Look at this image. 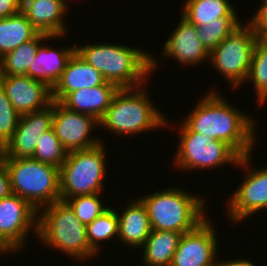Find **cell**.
Masks as SVG:
<instances>
[{
    "label": "cell",
    "mask_w": 267,
    "mask_h": 266,
    "mask_svg": "<svg viewBox=\"0 0 267 266\" xmlns=\"http://www.w3.org/2000/svg\"><path fill=\"white\" fill-rule=\"evenodd\" d=\"M250 22L254 25L259 39L263 40L267 36V4L260 5Z\"/></svg>",
    "instance_id": "cell-32"
},
{
    "label": "cell",
    "mask_w": 267,
    "mask_h": 266,
    "mask_svg": "<svg viewBox=\"0 0 267 266\" xmlns=\"http://www.w3.org/2000/svg\"><path fill=\"white\" fill-rule=\"evenodd\" d=\"M42 209L45 210L38 212L36 235L42 244L76 260L84 261L96 255L87 241L86 225L66 202L60 200Z\"/></svg>",
    "instance_id": "cell-4"
},
{
    "label": "cell",
    "mask_w": 267,
    "mask_h": 266,
    "mask_svg": "<svg viewBox=\"0 0 267 266\" xmlns=\"http://www.w3.org/2000/svg\"><path fill=\"white\" fill-rule=\"evenodd\" d=\"M186 190L169 188L139 198L145 205L152 229L181 234L194 230L207 217L204 199Z\"/></svg>",
    "instance_id": "cell-3"
},
{
    "label": "cell",
    "mask_w": 267,
    "mask_h": 266,
    "mask_svg": "<svg viewBox=\"0 0 267 266\" xmlns=\"http://www.w3.org/2000/svg\"><path fill=\"white\" fill-rule=\"evenodd\" d=\"M67 4L64 0H22L21 11L39 33L64 36Z\"/></svg>",
    "instance_id": "cell-17"
},
{
    "label": "cell",
    "mask_w": 267,
    "mask_h": 266,
    "mask_svg": "<svg viewBox=\"0 0 267 266\" xmlns=\"http://www.w3.org/2000/svg\"><path fill=\"white\" fill-rule=\"evenodd\" d=\"M184 5L182 16L197 27L220 17L237 16L229 0H186Z\"/></svg>",
    "instance_id": "cell-25"
},
{
    "label": "cell",
    "mask_w": 267,
    "mask_h": 266,
    "mask_svg": "<svg viewBox=\"0 0 267 266\" xmlns=\"http://www.w3.org/2000/svg\"><path fill=\"white\" fill-rule=\"evenodd\" d=\"M39 31L20 11L0 19V59L22 43L34 39Z\"/></svg>",
    "instance_id": "cell-23"
},
{
    "label": "cell",
    "mask_w": 267,
    "mask_h": 266,
    "mask_svg": "<svg viewBox=\"0 0 267 266\" xmlns=\"http://www.w3.org/2000/svg\"><path fill=\"white\" fill-rule=\"evenodd\" d=\"M0 84L20 114L40 111L52 104V89L27 75L0 76Z\"/></svg>",
    "instance_id": "cell-15"
},
{
    "label": "cell",
    "mask_w": 267,
    "mask_h": 266,
    "mask_svg": "<svg viewBox=\"0 0 267 266\" xmlns=\"http://www.w3.org/2000/svg\"><path fill=\"white\" fill-rule=\"evenodd\" d=\"M10 177L6 165L0 160V200L11 194Z\"/></svg>",
    "instance_id": "cell-34"
},
{
    "label": "cell",
    "mask_w": 267,
    "mask_h": 266,
    "mask_svg": "<svg viewBox=\"0 0 267 266\" xmlns=\"http://www.w3.org/2000/svg\"><path fill=\"white\" fill-rule=\"evenodd\" d=\"M105 82L102 74L75 51L68 60L61 79L52 89V99L61 102L73 91L93 88Z\"/></svg>",
    "instance_id": "cell-18"
},
{
    "label": "cell",
    "mask_w": 267,
    "mask_h": 266,
    "mask_svg": "<svg viewBox=\"0 0 267 266\" xmlns=\"http://www.w3.org/2000/svg\"><path fill=\"white\" fill-rule=\"evenodd\" d=\"M105 143L69 152L59 169L61 201L68 198L102 193L107 170ZM103 187V188H102Z\"/></svg>",
    "instance_id": "cell-8"
},
{
    "label": "cell",
    "mask_w": 267,
    "mask_h": 266,
    "mask_svg": "<svg viewBox=\"0 0 267 266\" xmlns=\"http://www.w3.org/2000/svg\"><path fill=\"white\" fill-rule=\"evenodd\" d=\"M100 194L71 197L65 202L75 212L76 217L87 226L109 208L103 205Z\"/></svg>",
    "instance_id": "cell-30"
},
{
    "label": "cell",
    "mask_w": 267,
    "mask_h": 266,
    "mask_svg": "<svg viewBox=\"0 0 267 266\" xmlns=\"http://www.w3.org/2000/svg\"><path fill=\"white\" fill-rule=\"evenodd\" d=\"M54 100L48 107L20 116L11 140L0 151V158H32L41 135L52 128Z\"/></svg>",
    "instance_id": "cell-13"
},
{
    "label": "cell",
    "mask_w": 267,
    "mask_h": 266,
    "mask_svg": "<svg viewBox=\"0 0 267 266\" xmlns=\"http://www.w3.org/2000/svg\"><path fill=\"white\" fill-rule=\"evenodd\" d=\"M211 266H219V261H217L216 263L212 264Z\"/></svg>",
    "instance_id": "cell-37"
},
{
    "label": "cell",
    "mask_w": 267,
    "mask_h": 266,
    "mask_svg": "<svg viewBox=\"0 0 267 266\" xmlns=\"http://www.w3.org/2000/svg\"><path fill=\"white\" fill-rule=\"evenodd\" d=\"M219 266H255L254 262L252 263V261H249V259H233L228 260V261H219Z\"/></svg>",
    "instance_id": "cell-35"
},
{
    "label": "cell",
    "mask_w": 267,
    "mask_h": 266,
    "mask_svg": "<svg viewBox=\"0 0 267 266\" xmlns=\"http://www.w3.org/2000/svg\"><path fill=\"white\" fill-rule=\"evenodd\" d=\"M118 214V238L124 245L140 248L145 244L152 228L147 209L140 199L129 201Z\"/></svg>",
    "instance_id": "cell-21"
},
{
    "label": "cell",
    "mask_w": 267,
    "mask_h": 266,
    "mask_svg": "<svg viewBox=\"0 0 267 266\" xmlns=\"http://www.w3.org/2000/svg\"><path fill=\"white\" fill-rule=\"evenodd\" d=\"M229 34L209 53V63L226 78L232 88L246 81L254 47L259 40L254 25L248 21Z\"/></svg>",
    "instance_id": "cell-9"
},
{
    "label": "cell",
    "mask_w": 267,
    "mask_h": 266,
    "mask_svg": "<svg viewBox=\"0 0 267 266\" xmlns=\"http://www.w3.org/2000/svg\"><path fill=\"white\" fill-rule=\"evenodd\" d=\"M67 155V150L57 138L54 129L51 128L38 139L36 150L32 158L60 169Z\"/></svg>",
    "instance_id": "cell-29"
},
{
    "label": "cell",
    "mask_w": 267,
    "mask_h": 266,
    "mask_svg": "<svg viewBox=\"0 0 267 266\" xmlns=\"http://www.w3.org/2000/svg\"><path fill=\"white\" fill-rule=\"evenodd\" d=\"M22 0H0V19L21 11Z\"/></svg>",
    "instance_id": "cell-33"
},
{
    "label": "cell",
    "mask_w": 267,
    "mask_h": 266,
    "mask_svg": "<svg viewBox=\"0 0 267 266\" xmlns=\"http://www.w3.org/2000/svg\"><path fill=\"white\" fill-rule=\"evenodd\" d=\"M263 41L267 44V36L263 39Z\"/></svg>",
    "instance_id": "cell-38"
},
{
    "label": "cell",
    "mask_w": 267,
    "mask_h": 266,
    "mask_svg": "<svg viewBox=\"0 0 267 266\" xmlns=\"http://www.w3.org/2000/svg\"><path fill=\"white\" fill-rule=\"evenodd\" d=\"M246 175L227 202L228 218L234 224L267 208V167L248 170Z\"/></svg>",
    "instance_id": "cell-14"
},
{
    "label": "cell",
    "mask_w": 267,
    "mask_h": 266,
    "mask_svg": "<svg viewBox=\"0 0 267 266\" xmlns=\"http://www.w3.org/2000/svg\"><path fill=\"white\" fill-rule=\"evenodd\" d=\"M95 126H99V121L93 116L69 110L54 101L52 128L68 153L99 145L102 140L90 136Z\"/></svg>",
    "instance_id": "cell-11"
},
{
    "label": "cell",
    "mask_w": 267,
    "mask_h": 266,
    "mask_svg": "<svg viewBox=\"0 0 267 266\" xmlns=\"http://www.w3.org/2000/svg\"><path fill=\"white\" fill-rule=\"evenodd\" d=\"M0 84V151L11 140L20 119Z\"/></svg>",
    "instance_id": "cell-31"
},
{
    "label": "cell",
    "mask_w": 267,
    "mask_h": 266,
    "mask_svg": "<svg viewBox=\"0 0 267 266\" xmlns=\"http://www.w3.org/2000/svg\"><path fill=\"white\" fill-rule=\"evenodd\" d=\"M119 88L109 82L69 93L60 103L67 109L93 116L98 121L111 105Z\"/></svg>",
    "instance_id": "cell-19"
},
{
    "label": "cell",
    "mask_w": 267,
    "mask_h": 266,
    "mask_svg": "<svg viewBox=\"0 0 267 266\" xmlns=\"http://www.w3.org/2000/svg\"><path fill=\"white\" fill-rule=\"evenodd\" d=\"M147 94L142 87L119 89L99 121V126L118 136H136L144 131L167 126L168 119L160 113V109L153 106Z\"/></svg>",
    "instance_id": "cell-5"
},
{
    "label": "cell",
    "mask_w": 267,
    "mask_h": 266,
    "mask_svg": "<svg viewBox=\"0 0 267 266\" xmlns=\"http://www.w3.org/2000/svg\"><path fill=\"white\" fill-rule=\"evenodd\" d=\"M179 127L181 133L174 161L180 170L215 169L231 163L244 170L250 166L251 154L241 157L230 145L194 132L184 121Z\"/></svg>",
    "instance_id": "cell-7"
},
{
    "label": "cell",
    "mask_w": 267,
    "mask_h": 266,
    "mask_svg": "<svg viewBox=\"0 0 267 266\" xmlns=\"http://www.w3.org/2000/svg\"><path fill=\"white\" fill-rule=\"evenodd\" d=\"M263 1V2H262ZM262 4L261 5H266L267 4V0H261Z\"/></svg>",
    "instance_id": "cell-36"
},
{
    "label": "cell",
    "mask_w": 267,
    "mask_h": 266,
    "mask_svg": "<svg viewBox=\"0 0 267 266\" xmlns=\"http://www.w3.org/2000/svg\"><path fill=\"white\" fill-rule=\"evenodd\" d=\"M74 52L75 46L54 50L50 46L40 45L32 62V67L28 69V76L53 89L61 79L67 62Z\"/></svg>",
    "instance_id": "cell-20"
},
{
    "label": "cell",
    "mask_w": 267,
    "mask_h": 266,
    "mask_svg": "<svg viewBox=\"0 0 267 266\" xmlns=\"http://www.w3.org/2000/svg\"><path fill=\"white\" fill-rule=\"evenodd\" d=\"M197 32V26L182 16L163 46L162 57H171L179 63L197 66L200 62L209 61V52L199 40Z\"/></svg>",
    "instance_id": "cell-16"
},
{
    "label": "cell",
    "mask_w": 267,
    "mask_h": 266,
    "mask_svg": "<svg viewBox=\"0 0 267 266\" xmlns=\"http://www.w3.org/2000/svg\"><path fill=\"white\" fill-rule=\"evenodd\" d=\"M10 177L12 194L25 199L37 212L61 200L59 169L33 158H0Z\"/></svg>",
    "instance_id": "cell-6"
},
{
    "label": "cell",
    "mask_w": 267,
    "mask_h": 266,
    "mask_svg": "<svg viewBox=\"0 0 267 266\" xmlns=\"http://www.w3.org/2000/svg\"><path fill=\"white\" fill-rule=\"evenodd\" d=\"M241 24L238 16H224L207 25L197 27V35L203 46L210 53Z\"/></svg>",
    "instance_id": "cell-27"
},
{
    "label": "cell",
    "mask_w": 267,
    "mask_h": 266,
    "mask_svg": "<svg viewBox=\"0 0 267 266\" xmlns=\"http://www.w3.org/2000/svg\"><path fill=\"white\" fill-rule=\"evenodd\" d=\"M211 91L182 121L194 132L230 145L241 157L251 154L257 140L256 123L245 112L232 107L216 90Z\"/></svg>",
    "instance_id": "cell-1"
},
{
    "label": "cell",
    "mask_w": 267,
    "mask_h": 266,
    "mask_svg": "<svg viewBox=\"0 0 267 266\" xmlns=\"http://www.w3.org/2000/svg\"><path fill=\"white\" fill-rule=\"evenodd\" d=\"M118 212L112 207L99 215L93 222L86 226V237L90 248L98 254L100 242L108 241L113 237L118 238ZM100 241V242H99Z\"/></svg>",
    "instance_id": "cell-26"
},
{
    "label": "cell",
    "mask_w": 267,
    "mask_h": 266,
    "mask_svg": "<svg viewBox=\"0 0 267 266\" xmlns=\"http://www.w3.org/2000/svg\"><path fill=\"white\" fill-rule=\"evenodd\" d=\"M182 234L152 229L145 244L142 261L145 266H170Z\"/></svg>",
    "instance_id": "cell-22"
},
{
    "label": "cell",
    "mask_w": 267,
    "mask_h": 266,
    "mask_svg": "<svg viewBox=\"0 0 267 266\" xmlns=\"http://www.w3.org/2000/svg\"><path fill=\"white\" fill-rule=\"evenodd\" d=\"M62 36H50L39 33L34 39L22 43L16 49L10 51L0 59V76L27 75L28 69L32 67V62L37 54L41 41H50Z\"/></svg>",
    "instance_id": "cell-24"
},
{
    "label": "cell",
    "mask_w": 267,
    "mask_h": 266,
    "mask_svg": "<svg viewBox=\"0 0 267 266\" xmlns=\"http://www.w3.org/2000/svg\"><path fill=\"white\" fill-rule=\"evenodd\" d=\"M38 212L16 194L0 200V253L22 249L29 232L37 234ZM4 252V253H3Z\"/></svg>",
    "instance_id": "cell-10"
},
{
    "label": "cell",
    "mask_w": 267,
    "mask_h": 266,
    "mask_svg": "<svg viewBox=\"0 0 267 266\" xmlns=\"http://www.w3.org/2000/svg\"><path fill=\"white\" fill-rule=\"evenodd\" d=\"M208 218L182 234L170 266H211L217 262V234Z\"/></svg>",
    "instance_id": "cell-12"
},
{
    "label": "cell",
    "mask_w": 267,
    "mask_h": 266,
    "mask_svg": "<svg viewBox=\"0 0 267 266\" xmlns=\"http://www.w3.org/2000/svg\"><path fill=\"white\" fill-rule=\"evenodd\" d=\"M247 80L254 85L257 103L265 104L267 101V44L263 40L259 39L254 47Z\"/></svg>",
    "instance_id": "cell-28"
},
{
    "label": "cell",
    "mask_w": 267,
    "mask_h": 266,
    "mask_svg": "<svg viewBox=\"0 0 267 266\" xmlns=\"http://www.w3.org/2000/svg\"><path fill=\"white\" fill-rule=\"evenodd\" d=\"M75 51L85 62L96 68L106 82L119 89L145 86L143 82L146 76L158 65L157 58H153V55L129 45L90 43L76 46Z\"/></svg>",
    "instance_id": "cell-2"
}]
</instances>
